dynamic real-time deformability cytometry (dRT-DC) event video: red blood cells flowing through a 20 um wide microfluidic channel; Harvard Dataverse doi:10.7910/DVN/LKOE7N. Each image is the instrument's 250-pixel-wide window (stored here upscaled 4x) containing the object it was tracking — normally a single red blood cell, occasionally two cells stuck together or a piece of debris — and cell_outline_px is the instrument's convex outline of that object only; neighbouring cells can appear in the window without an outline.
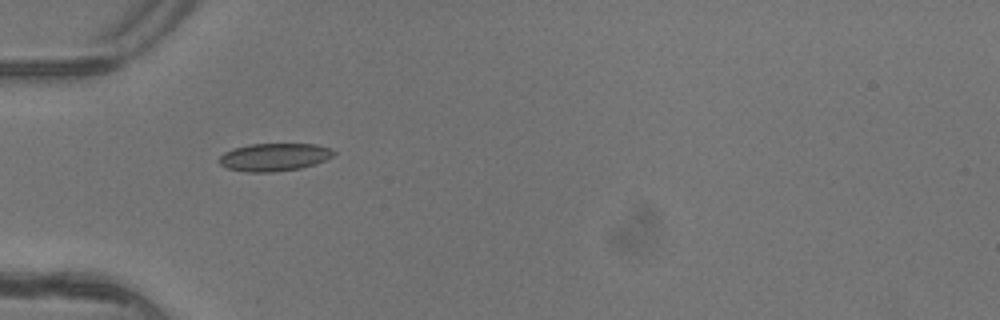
{"species": "common noctule bat (a hibernating species)", "species_latin": "Nyctalus noctula", "temperature_condition": "warm", "stored_images_in_passage": 3, "camera_frame_rate_fps": 3000, "um_per_image_px": 0.085, "animal": {"sex": "female"}, "frame": {"image": 1, "passage_image": 1, "time_ms": 0.0, "image_size_px": [1000, 320], "cell_outline_px": [[336, 152], [332, 156], [316, 164], [300, 168], [272, 172], [248, 172], [228, 168], [220, 164], [216, 160], [224, 152], [232, 148], [248, 144], [316, 144], [332, 148]], "centroid_in_image_um": [23.29, 13.34], "position_along_channel_um": 61.7, "area_um2": 18.67}}
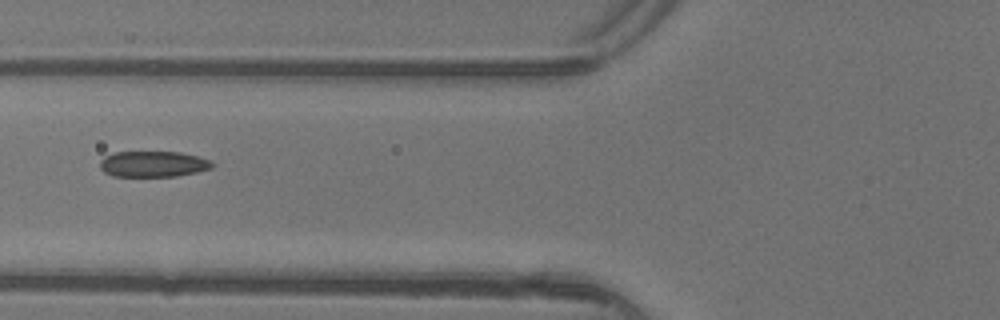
{"frame": {"image": 2, "passage_image": 2, "time_ms": 0.333, "image_size_px": [1000, 320], "cell_outline_px": [[216, 164], [212, 168], [196, 172], [176, 176], [112, 176], [104, 172], [100, 168], [100, 160], [104, 156], [112, 152], [180, 152], [212, 160]], "centroid_in_image_um": [13.02, 13.94], "position_along_channel_um": 112.8, "area_um2": 17.05}}
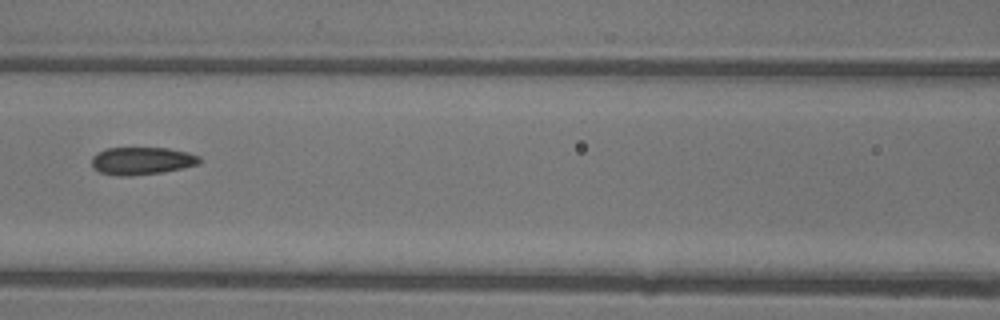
{"frame": {"image": 3, "passage_image": 3, "time_ms": 0.667, "image_size_px": [1000, 320], "cell_outline_px": [[200, 164], [160, 172], [128, 176], [116, 176], [100, 172], [92, 168], [92, 156], [96, 152], [104, 148], [168, 148], [188, 152], [200, 156]], "centroid_in_image_um": [12.01, 13.66], "position_along_channel_um": 154.6, "area_um2": 17.4}}